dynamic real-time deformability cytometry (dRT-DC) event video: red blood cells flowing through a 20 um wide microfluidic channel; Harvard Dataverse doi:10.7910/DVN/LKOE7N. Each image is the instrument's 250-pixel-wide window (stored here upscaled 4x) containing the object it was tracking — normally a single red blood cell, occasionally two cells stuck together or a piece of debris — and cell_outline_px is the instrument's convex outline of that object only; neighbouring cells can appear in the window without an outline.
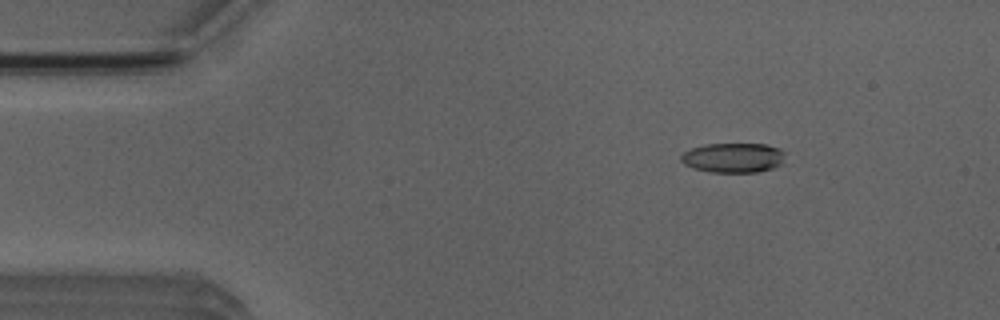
{"species": "Egyptian fruit bat (a non-hibernating species)", "species_latin": "Rousettus aegyptiacus", "temperature_condition": "room temperature", "stored_images_in_passage": 5, "camera_frame_rate_fps": 3000, "um_per_image_px": 0.085, "animal": {"sex": "male"}, "frame": {"image": 1, "passage_image": 3, "time_ms": 2.333, "image_size_px": [1000, 320], "cell_outline_px": [[784, 164], [772, 168], [756, 172], [708, 172], [692, 168], [684, 164], [680, 160], [680, 156], [684, 152], [692, 148], [708, 144], [764, 144], [780, 148], [784, 152]], "centroid_in_image_um": [62.34, 13.41], "position_along_channel_um": 22.7, "area_um2": 18.15}}